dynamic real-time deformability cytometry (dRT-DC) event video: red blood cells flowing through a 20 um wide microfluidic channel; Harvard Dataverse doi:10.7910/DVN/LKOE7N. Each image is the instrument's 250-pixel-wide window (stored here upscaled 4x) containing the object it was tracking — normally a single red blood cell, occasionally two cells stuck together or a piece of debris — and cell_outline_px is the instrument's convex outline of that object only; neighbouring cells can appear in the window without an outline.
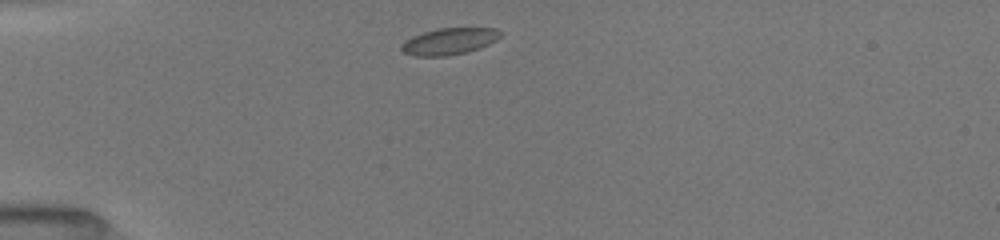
{"species": "common noctule bat (a hibernating species)", "species_latin": "Nyctalus noctula", "temperature_condition": "room temperature", "stored_images_in_passage": 38, "camera_frame_rate_fps": 3000, "um_per_image_px": 0.085, "animal": {"sex": "female", "body_mass_g": 19.5, "forearm_length_mm": 54.1}, "frame": {"image": 1, "passage_image": 1, "time_ms": 0.0, "image_size_px": [1000, 240], "cell_outline_px": [[500, 36], [496, 40], [480, 48], [464, 52], [444, 56], [412, 56], [404, 52], [400, 48], [400, 44], [412, 36], [424, 32], [440, 28], [496, 28], [500, 32]], "centroid_in_image_um": [38.15, 3.51], "position_along_channel_um": 46.9, "area_um2": 15.2}}
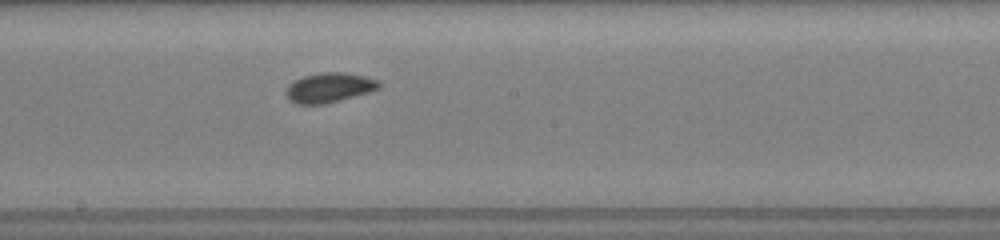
{"frame": {"image": 2, "passage_image": 16, "time_ms": 5.0, "image_size_px": [1000, 240], "cell_outline_px": [[380, 88], [368, 92], [340, 100], [324, 104], [296, 104], [288, 100], [284, 92], [288, 84], [304, 76], [324, 72], [344, 72], [364, 76], [380, 80]], "centroid_in_image_um": [27.96, 7.45], "position_along_channel_um": 220.2, "area_um2": 16.13}}
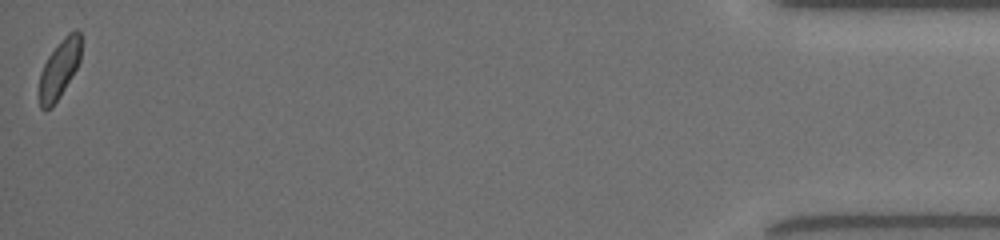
{"frame": {"image": 3, "passage_image": 38, "time_ms": 12.333, "image_size_px": [1000, 240], "cell_outline_px": [[80, 60], [76, 68], [60, 96], [52, 108], [40, 108], [40, 72], [48, 56], [60, 40], [68, 32], [76, 28], [80, 32]], "centroid_in_image_um": [5.05, 5.82], "position_along_channel_um": 430.2, "area_um2": 14.05}, "authors_computed_cell_mechanics": {"area_um2": 15.1147, "velocity_mm_per_s": 4.0249, "shape_relaxation_time_tau1_ms": 3.2977, "shape_relaxation_time_tau2_ms": null, "deformation_change_tau1": 0.0715, "deformation_change_tau2": null}}